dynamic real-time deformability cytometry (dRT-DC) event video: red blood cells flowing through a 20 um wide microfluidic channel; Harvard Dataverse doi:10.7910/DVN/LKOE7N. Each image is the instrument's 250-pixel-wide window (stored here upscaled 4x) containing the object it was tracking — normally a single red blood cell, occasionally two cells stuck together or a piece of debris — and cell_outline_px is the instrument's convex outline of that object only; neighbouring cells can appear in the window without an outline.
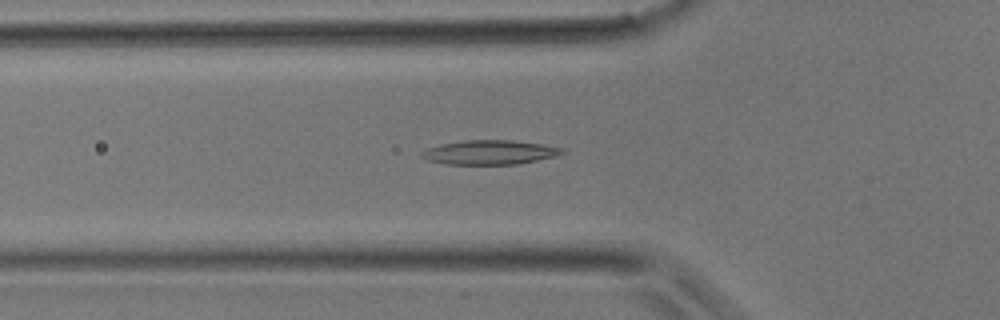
{"species": "common noctule bat (a hibernating species)", "species_latin": "Nyctalus noctula", "temperature_condition": "room temperature", "stored_images_in_passage": 38, "camera_frame_rate_fps": 3000, "um_per_image_px": 0.085, "animal": {"sex": "male", "body_mass_g": 17.9}, "frame": {"image": 1, "passage_image": 13, "time_ms": 4.0, "image_size_px": [1000, 320], "cell_outline_px": [[564, 152], [556, 156], [516, 164], [444, 164], [428, 160], [420, 156], [420, 152], [428, 148], [440, 144], [464, 140], [512, 140], [540, 144], [564, 148]], "centroid_in_image_um": [41.58, 12.94], "position_along_channel_um": 84.2, "area_um2": 19.77}}
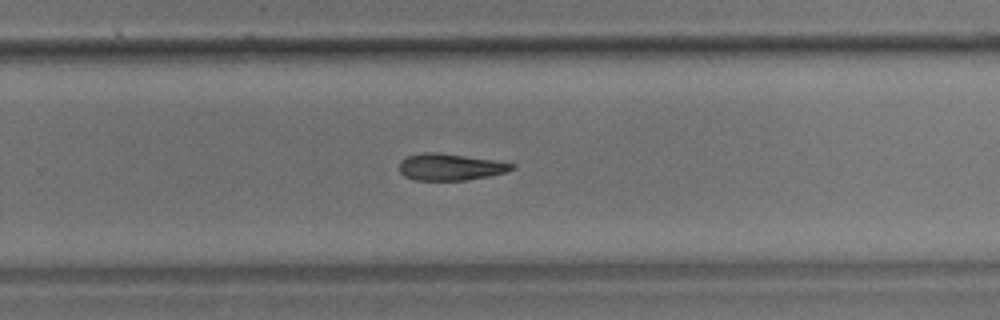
{"frame": {"image": 2, "passage_image": 25, "time_ms": 8.0, "image_size_px": [1000, 320], "cell_outline_px": [[516, 168], [504, 172], [488, 176], [464, 180], [416, 180], [404, 176], [400, 172], [400, 160], [404, 156], [424, 152], [440, 152], [492, 160], [516, 164]], "centroid_in_image_um": [38.23, 14.18], "position_along_channel_um": 291.6, "area_um2": 17.51}}
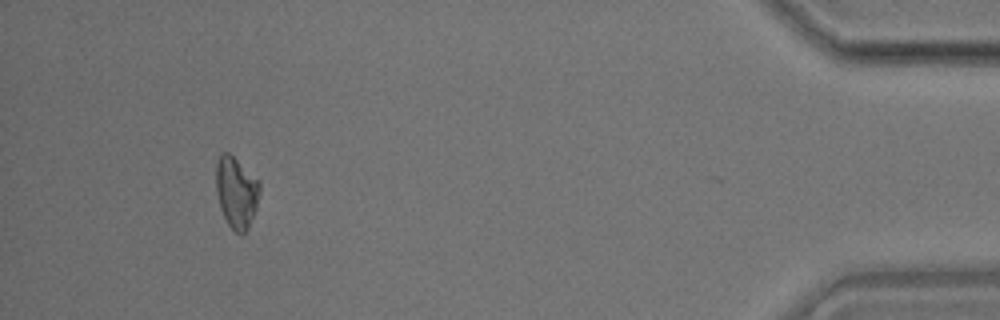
{"frame": {"image": 3, "passage_image": 36, "time_ms": 11.667, "image_size_px": [1000, 320], "cell_outline_px": [[260, 192], [256, 208], [248, 228], [240, 236], [228, 224], [220, 208], [216, 192], [216, 160], [224, 152], [228, 152], [260, 180]], "centroid_in_image_um": [20.09, 16.34], "position_along_channel_um": 415.1, "area_um2": 18.21}}